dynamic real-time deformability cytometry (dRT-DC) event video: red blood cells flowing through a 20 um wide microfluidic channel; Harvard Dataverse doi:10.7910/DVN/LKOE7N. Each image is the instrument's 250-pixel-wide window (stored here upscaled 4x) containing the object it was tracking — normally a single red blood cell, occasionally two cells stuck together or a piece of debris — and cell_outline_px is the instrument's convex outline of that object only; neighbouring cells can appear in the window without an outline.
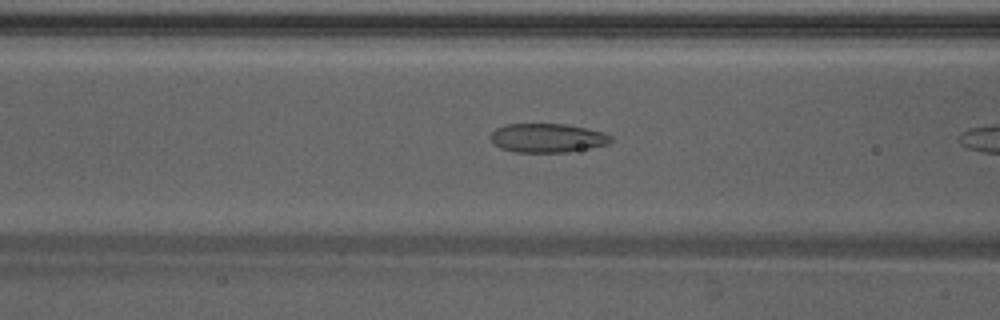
{"species": "Egyptian fruit bat (a non-hibernating species)", "species_latin": "Rousettus aegyptiacus", "temperature_condition": "warm", "stored_images_in_passage": 7, "camera_frame_rate_fps": 3000, "um_per_image_px": 0.085, "animal": {"sex": "male"}, "frame": {"image": 1, "passage_image": 6, "time_ms": 1.667, "image_size_px": [1000, 320], "cell_outline_px": [[612, 140], [608, 144], [568, 152], [516, 152], [500, 148], [492, 140], [492, 132], [496, 128], [504, 124], [564, 124], [604, 132], [612, 136]], "centroid_in_image_um": [46.54, 11.72], "position_along_channel_um": 120.1, "area_um2": 20.11}}